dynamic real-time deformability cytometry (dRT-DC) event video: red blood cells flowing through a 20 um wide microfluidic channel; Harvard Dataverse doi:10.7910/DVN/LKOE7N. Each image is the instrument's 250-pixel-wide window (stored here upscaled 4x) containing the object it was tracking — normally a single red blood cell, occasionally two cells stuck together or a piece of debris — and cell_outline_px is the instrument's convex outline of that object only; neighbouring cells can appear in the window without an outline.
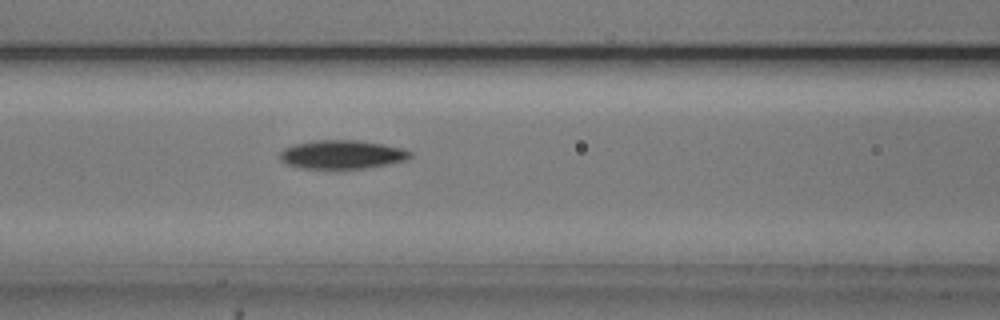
{"species": "common noctule bat (a hibernating species)", "species_latin": "Nyctalus noctula", "temperature_condition": "cold", "stored_images_in_passage": 53, "camera_frame_rate_fps": 3000, "um_per_image_px": 0.085, "animal": {"sex": "male", "body_mass_g": 20.5, "forearm_length_mm": 52.5}, "frame": {"image": 1, "passage_image": 22, "time_ms": 7.0, "image_size_px": [1000, 320], "cell_outline_px": [[412, 156], [408, 160], [364, 168], [300, 168], [288, 164], [280, 160], [280, 152], [284, 148], [296, 144], [312, 140], [356, 140], [384, 144], [404, 148], [412, 152]], "centroid_in_image_um": [29.1, 13.12], "position_along_channel_um": 137.5, "area_um2": 21.73}}
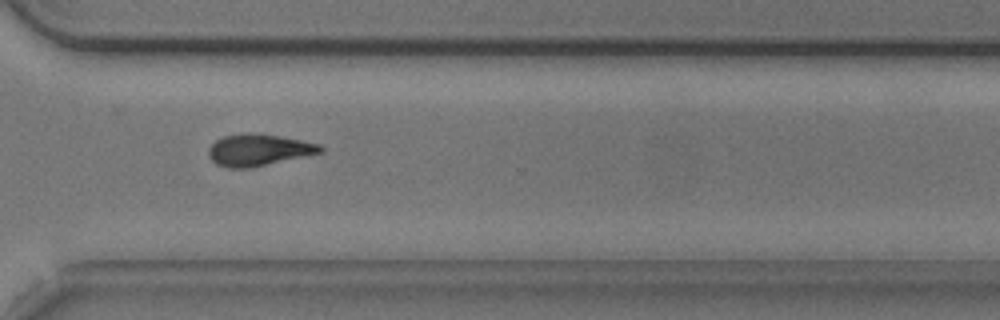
{"frame": {"image": 2, "passage_image": 39, "time_ms": 12.667, "image_size_px": [1000, 320], "cell_outline_px": [[324, 152], [252, 168], [228, 168], [216, 164], [208, 156], [208, 148], [216, 140], [224, 136], [252, 132], [280, 136], [320, 144], [324, 148]], "centroid_in_image_um": [21.99, 12.75], "position_along_channel_um": 348.6, "area_um2": 20.81}}
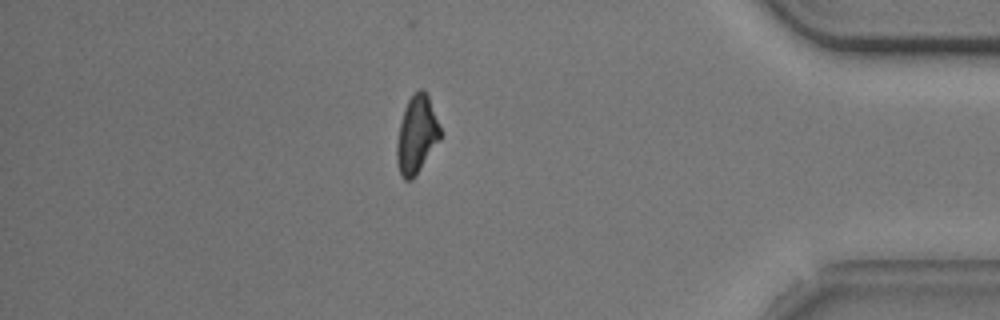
{"frame": {"image": 3, "passage_image": 46, "time_ms": 15.0, "image_size_px": [1000, 320], "cell_outline_px": [[440, 140], [412, 180], [404, 180], [400, 176], [396, 160], [396, 144], [400, 124], [404, 108], [412, 92], [420, 88], [424, 88], [428, 96], [440, 128]], "centroid_in_image_um": [35.39, 11.44], "position_along_channel_um": 399.8, "area_um2": 19.65}, "authors_computed_cell_mechanics": {"area_um2": 20.7502, "velocity_mm_per_s": 3.736, "shape_relaxation_time_tau1_ms": 3.1141, "shape_relaxation_time_tau2_ms": null, "deformation_change_tau1": 0.1463, "deformation_change_tau2": null}}